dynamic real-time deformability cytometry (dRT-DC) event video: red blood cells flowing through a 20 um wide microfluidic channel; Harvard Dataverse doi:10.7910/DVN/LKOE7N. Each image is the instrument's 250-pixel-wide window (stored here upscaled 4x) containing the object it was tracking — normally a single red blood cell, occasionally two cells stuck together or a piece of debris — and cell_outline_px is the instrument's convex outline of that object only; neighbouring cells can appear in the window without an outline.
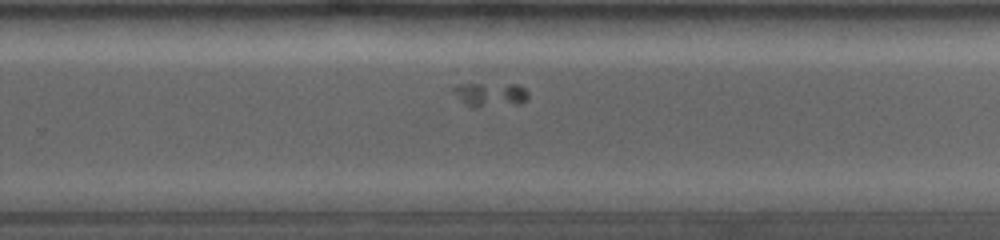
{"species": "common noctule bat (a hibernating species)", "species_latin": "Nyctalus noctula", "temperature_condition": "room temperature", "stored_images_in_passage": 14, "camera_frame_rate_fps": 4000, "um_per_image_px": 0.085, "animal": {"sex": "female", "body_mass_g": 19.0, "forearm_length_mm": 53.3}, "frame": {"image": 1, "passage_image": 11, "time_ms": 6.0, "image_size_px": [1000, 240], "cell_outline_px": [[528, 100], [520, 104], [476, 108], [472, 108], [452, 88], [456, 84], [516, 84], [524, 88], [528, 92]], "centroid_in_image_um": [41.78, 8.04], "position_along_channel_um": 288.0, "area_um2": 10.4}}
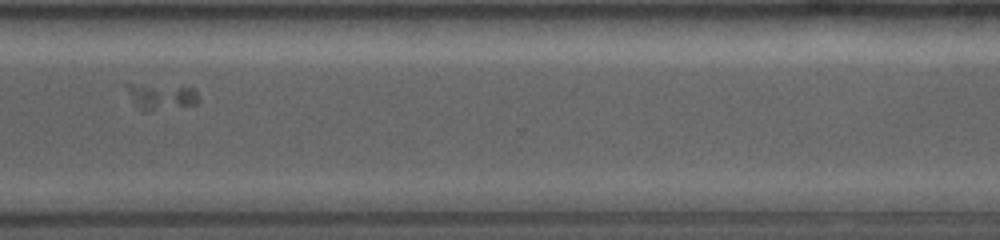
{"frame": {"image": 2, "passage_image": 13, "time_ms": 7.75, "image_size_px": [1000, 240], "cell_outline_px": [[200, 100], [196, 104], [148, 112], [144, 112], [140, 108], [124, 84], [132, 84], [196, 88]], "centroid_in_image_um": [13.79, 8.22], "position_along_channel_um": 356.8, "area_um2": 10.58}}